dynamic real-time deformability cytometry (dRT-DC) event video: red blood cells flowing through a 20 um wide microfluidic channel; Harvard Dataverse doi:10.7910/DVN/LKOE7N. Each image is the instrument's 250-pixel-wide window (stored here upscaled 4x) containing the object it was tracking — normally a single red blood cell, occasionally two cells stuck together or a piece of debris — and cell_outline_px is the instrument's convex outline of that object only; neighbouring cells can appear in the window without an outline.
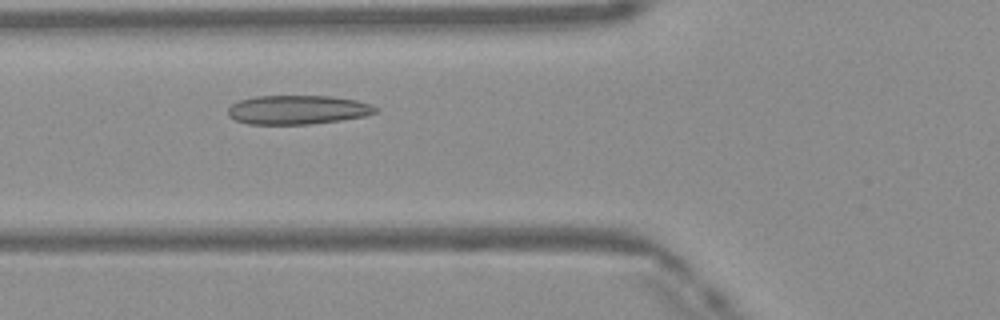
{"species": "Egyptian fruit bat (a non-hibernating species)", "species_latin": "Rousettus aegyptiacus", "temperature_condition": "warm", "stored_images_in_passage": 41, "camera_frame_rate_fps": 3000, "um_per_image_px": 0.085, "frame": {"image": 1, "passage_image": 10, "time_ms": 3.0, "image_size_px": [1000, 320], "cell_outline_px": [[380, 112], [364, 116], [340, 120], [308, 124], [248, 124], [236, 120], [228, 116], [228, 108], [232, 104], [240, 100], [256, 96], [332, 96], [356, 100], [372, 104], [380, 108]], "centroid_in_image_um": [25.34, 9.33], "position_along_channel_um": 100.5, "area_um2": 25.09}}
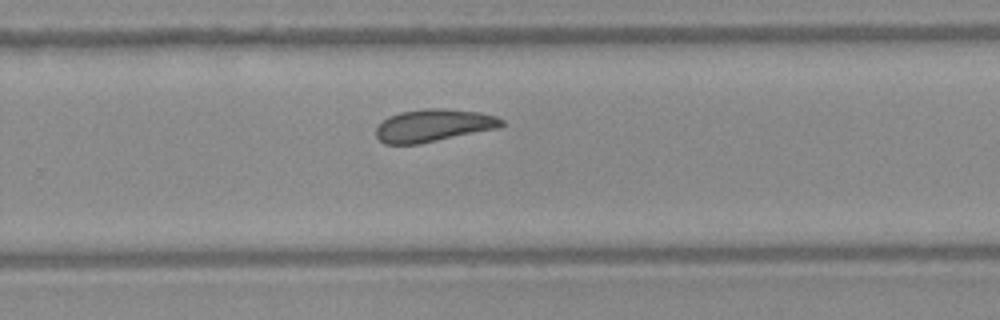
{"frame": {"image": 2, "passage_image": 24, "time_ms": 7.667, "image_size_px": [1000, 320], "cell_outline_px": [[504, 124], [500, 128], [420, 144], [384, 144], [376, 136], [376, 128], [388, 116], [400, 112], [424, 108], [444, 108], [480, 112], [496, 116], [504, 120]], "centroid_in_image_um": [36.87, 10.66], "position_along_channel_um": 292.9, "area_um2": 24.04}}
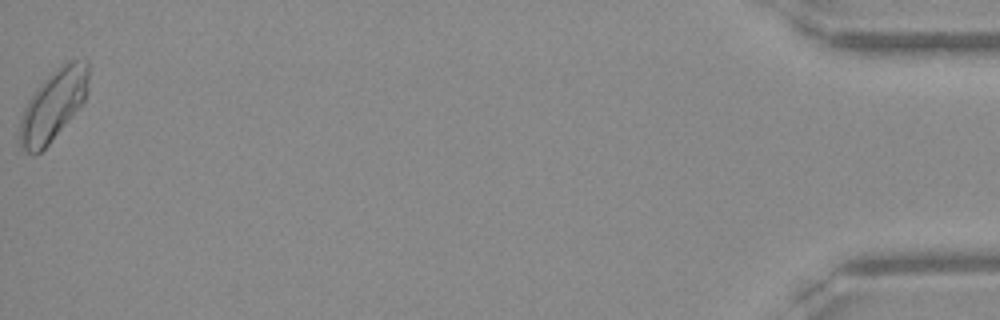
{"frame": {"image": 3, "passage_image": 41, "time_ms": 13.333, "image_size_px": [1000, 320], "cell_outline_px": [[88, 88], [84, 104], [48, 144], [40, 152], [28, 152], [20, 144], [20, 120], [24, 108], [28, 100], [36, 88], [60, 64], [68, 60], [88, 60]], "centroid_in_image_um": [4.57, 8.88], "position_along_channel_um": 430.6, "area_um2": 28.15}, "authors_computed_cell_mechanics": {"area_um2": 24.5072, "velocity_mm_per_s": 4.1134, "shape_relaxation_time_tau1_ms": 5.539, "shape_relaxation_time_tau2_ms": 2.032, "deformation_change_tau1": 0.1254, "deformation_change_tau2": 0.0714}}